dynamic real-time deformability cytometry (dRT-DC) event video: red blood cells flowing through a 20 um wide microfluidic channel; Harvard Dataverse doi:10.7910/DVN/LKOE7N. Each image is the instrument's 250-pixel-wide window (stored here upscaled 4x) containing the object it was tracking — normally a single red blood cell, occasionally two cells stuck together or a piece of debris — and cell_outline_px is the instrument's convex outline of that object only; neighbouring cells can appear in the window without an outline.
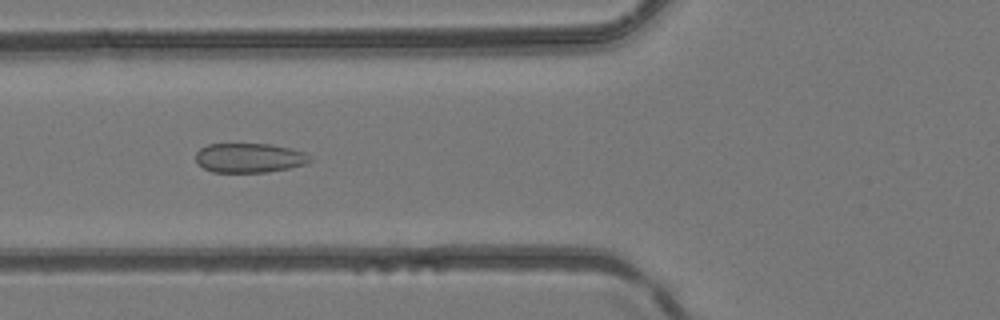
{"species": "common noctule bat (a hibernating species)", "species_latin": "Nyctalus noctula", "temperature_condition": "room temperature", "stored_images_in_passage": 46, "camera_frame_rate_fps": 3000, "um_per_image_px": 0.085, "animal": {"sex": "female", "body_mass_g": 24.6, "forearm_length_mm": 56.2}, "frame": {"image": 1, "passage_image": 17, "time_ms": 5.333, "image_size_px": [1000, 320], "cell_outline_px": [[312, 160], [304, 164], [288, 168], [268, 172], [212, 172], [196, 164], [196, 152], [200, 148], [208, 144], [272, 144], [292, 148], [304, 152]], "centroid_in_image_um": [21.16, 13.41], "position_along_channel_um": 104.6, "area_um2": 19.65}}
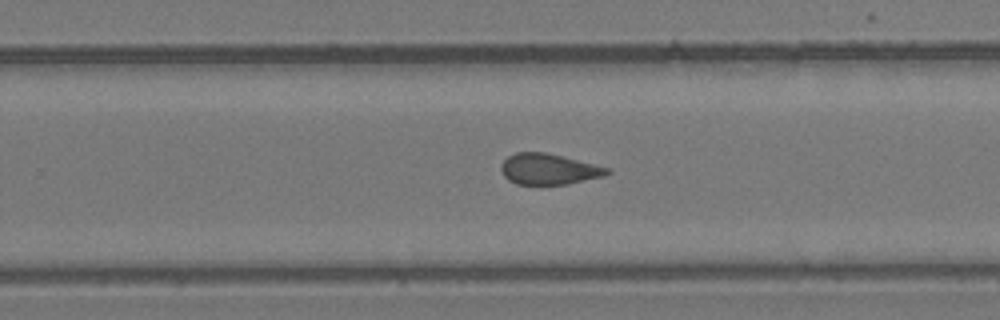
{"frame": {"image": 2, "passage_image": 29, "time_ms": 9.333, "image_size_px": [1000, 320], "cell_outline_px": [[612, 172], [604, 176], [568, 184], [516, 184], [508, 180], [504, 176], [500, 168], [500, 164], [508, 156], [516, 152], [544, 152], [608, 168]], "centroid_in_image_um": [46.6, 14.38], "position_along_channel_um": 283.2, "area_um2": 18.84}}
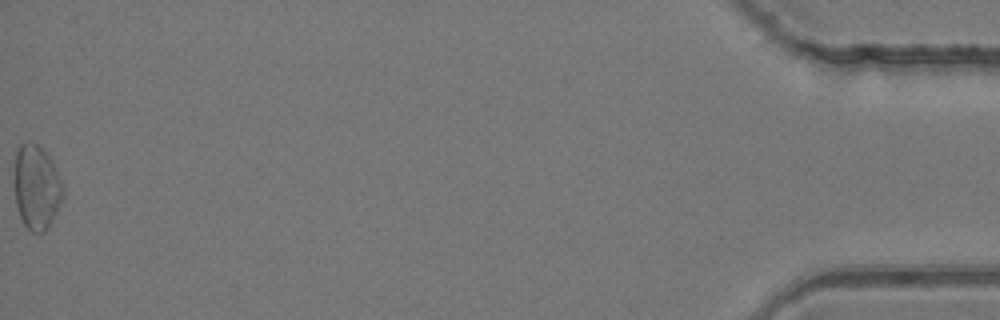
{"frame": {"image": 3, "passage_image": 46, "time_ms": 15.0, "image_size_px": [1000, 320], "cell_outline_px": [[64, 196], [48, 228], [44, 232], [32, 232], [24, 224], [20, 216], [16, 204], [12, 172], [16, 148], [20, 144], [28, 140], [36, 144], [48, 156], [60, 180], [64, 192]], "centroid_in_image_um": [3.04, 15.89], "position_along_channel_um": 432.2, "area_um2": 24.1}}